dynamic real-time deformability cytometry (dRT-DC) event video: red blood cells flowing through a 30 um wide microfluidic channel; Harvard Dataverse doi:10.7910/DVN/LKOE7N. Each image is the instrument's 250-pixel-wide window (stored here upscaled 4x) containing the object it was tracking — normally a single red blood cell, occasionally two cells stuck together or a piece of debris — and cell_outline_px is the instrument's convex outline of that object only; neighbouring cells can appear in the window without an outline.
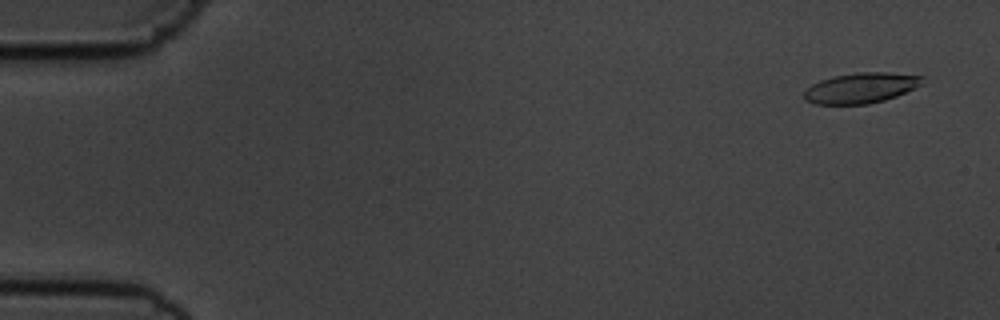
{"species": "common noctule bat (a hibernating species)", "species_latin": "Nyctalus noctula", "temperature_condition": "cold", "stored_images_in_passage": 56, "camera_frame_rate_fps": 3000, "um_per_image_px": 0.085, "animal": {"sex": "male", "body_mass_g": 19.5, "forearm_length_mm": 54.6}, "frame": {"image": 1, "passage_image": 3, "time_ms": 0.667, "image_size_px": [1000, 320], "cell_outline_px": [[924, 76], [920, 84], [916, 88], [896, 96], [884, 100], [868, 104], [816, 104], [804, 100], [804, 92], [812, 84], [820, 80], [832, 76], [856, 72], [888, 72]], "centroid_in_image_um": [73.17, 7.47], "position_along_channel_um": 11.8, "area_um2": 20.98}}
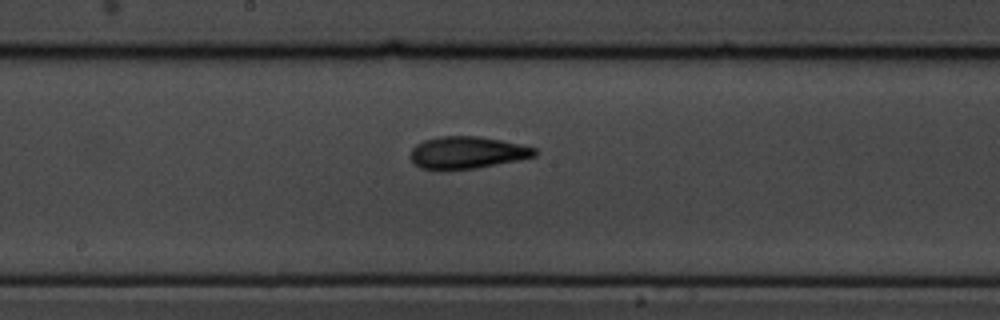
{"frame": {"image": 2, "passage_image": 30, "time_ms": 9.667, "image_size_px": [1000, 320], "cell_outline_px": [[536, 156], [476, 168], [440, 172], [420, 168], [408, 156], [412, 148], [416, 144], [424, 140], [440, 136], [480, 136], [500, 140], [536, 148]], "centroid_in_image_um": [39.62, 12.99], "position_along_channel_um": 208.6, "area_um2": 23.58}}
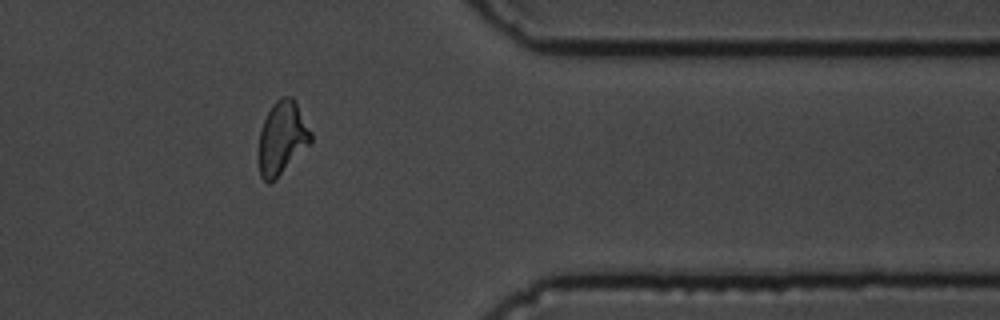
{"frame": {"image": 3, "passage_image": 46, "time_ms": 15.0, "image_size_px": [1000, 320], "cell_outline_px": [[312, 140], [276, 180], [268, 184], [260, 176], [256, 160], [256, 152], [260, 128], [272, 104], [280, 96], [292, 96], [312, 132]], "centroid_in_image_um": [23.91, 11.76], "position_along_channel_um": 387.5, "area_um2": 22.72}, "authors_computed_cell_mechanics": {"area_um2": 22.3108, "velocity_mm_per_s": 3.6185, "shape_relaxation_time_tau1_ms": 4.4293, "shape_relaxation_time_tau2_ms": 2.7575, "deformation_change_tau1": 0.1325, "deformation_change_tau2": 0.0986}}